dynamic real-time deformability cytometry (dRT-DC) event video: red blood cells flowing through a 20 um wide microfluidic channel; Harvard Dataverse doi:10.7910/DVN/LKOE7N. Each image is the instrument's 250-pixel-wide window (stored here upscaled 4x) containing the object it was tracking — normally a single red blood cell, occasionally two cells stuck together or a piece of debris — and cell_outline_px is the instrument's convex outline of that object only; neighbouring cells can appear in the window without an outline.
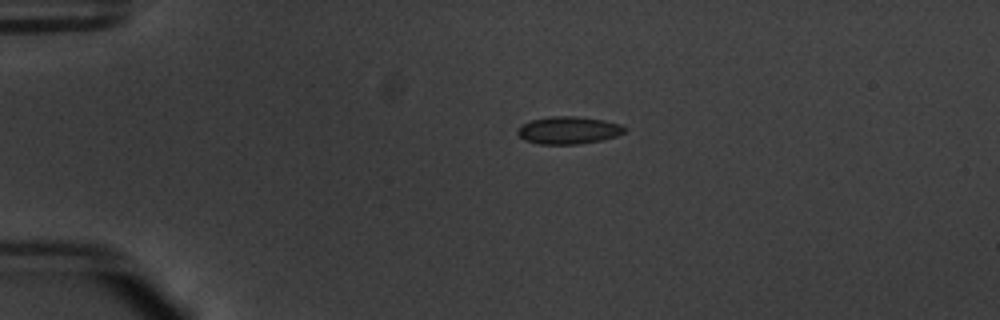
{"species": "common noctule bat (a hibernating species)", "species_latin": "Nyctalus noctula", "temperature_condition": "warm", "stored_images_in_passage": 43, "camera_frame_rate_fps": 3000, "um_per_image_px": 0.085, "animal": {"sex": "male", "body_mass_g": 20.1, "forearm_length_mm": 53.5}, "frame": {"image": 1, "passage_image": 1, "time_ms": 0.0, "image_size_px": [1000, 320], "cell_outline_px": [[628, 128], [624, 132], [616, 136], [600, 140], [580, 144], [540, 144], [524, 140], [516, 132], [524, 124], [532, 120], [552, 116], [576, 116], [604, 120], [620, 124]], "centroid_in_image_um": [48.35, 11.07], "position_along_channel_um": 36.6, "area_um2": 16.99}}
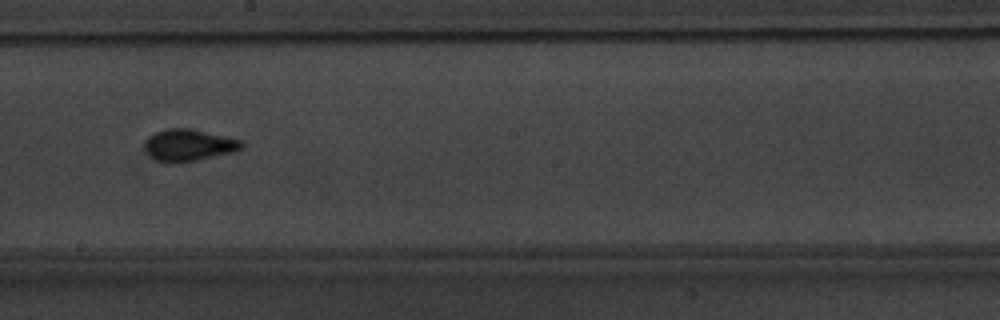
{"frame": {"image": 2, "passage_image": 20, "time_ms": 6.333, "image_size_px": [1000, 320], "cell_outline_px": [[244, 148], [236, 152], [196, 160], [156, 160], [148, 152], [144, 144], [148, 136], [156, 132], [168, 128], [192, 128], [244, 140]], "centroid_in_image_um": [16.16, 12.28], "position_along_channel_um": 232.0, "area_um2": 17.69}}
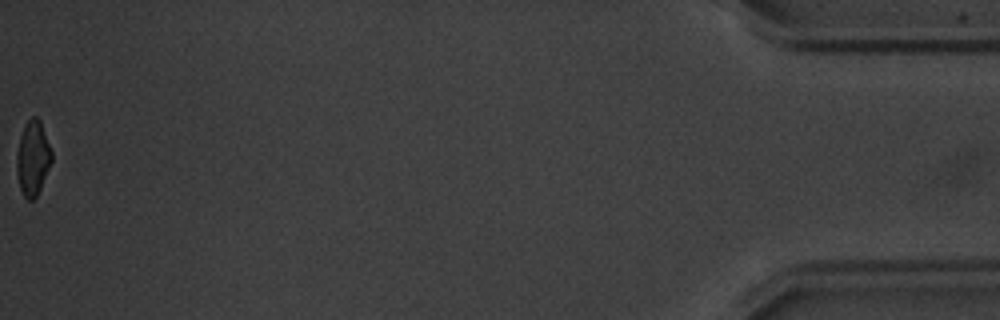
{"frame": {"image": 3, "passage_image": 43, "time_ms": 14.0, "image_size_px": [1000, 320], "cell_outline_px": [[52, 160], [40, 188], [36, 196], [32, 200], [28, 200], [24, 196], [20, 188], [16, 172], [16, 156], [20, 136], [24, 124], [32, 116], [36, 116], [40, 120], [52, 152]], "centroid_in_image_um": [2.77, 13.41], "position_along_channel_um": 432.4, "area_um2": 15.14}, "authors_computed_cell_mechanics": {"area_um2": 16.5308, "velocity_mm_per_s": 3.7858, "shape_relaxation_time_tau1_ms": 3.5598, "shape_relaxation_time_tau2_ms": null, "deformation_change_tau1": 0.1221, "deformation_change_tau2": null}}